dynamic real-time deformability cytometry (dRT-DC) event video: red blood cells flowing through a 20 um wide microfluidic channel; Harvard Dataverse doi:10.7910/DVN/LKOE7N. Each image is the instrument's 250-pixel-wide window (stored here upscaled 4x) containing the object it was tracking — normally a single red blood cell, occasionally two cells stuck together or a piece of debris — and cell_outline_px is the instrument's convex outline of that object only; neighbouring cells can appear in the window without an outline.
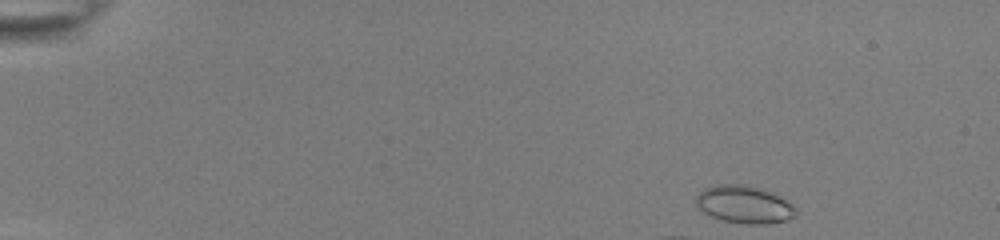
{"species": "common noctule bat (a hibernating species)", "species_latin": "Nyctalus noctula", "temperature_condition": "room temperature", "stored_images_in_passage": 7, "camera_frame_rate_fps": 3000, "um_per_image_px": 0.085, "animal": {"sex": "female", "body_mass_g": 22.0, "forearm_length_mm": 56.7}, "frame": {"image": 1, "passage_image": 1, "time_ms": 0.0, "image_size_px": [1000, 240], "cell_outline_px": [[796, 216], [788, 220], [768, 224], [744, 224], [724, 220], [712, 216], [696, 208], [696, 196], [704, 188], [716, 184], [748, 184], [760, 188], [792, 204], [796, 208]], "centroid_in_image_um": [63.24, 17.38], "position_along_channel_um": 21.8, "area_um2": 21.85}}